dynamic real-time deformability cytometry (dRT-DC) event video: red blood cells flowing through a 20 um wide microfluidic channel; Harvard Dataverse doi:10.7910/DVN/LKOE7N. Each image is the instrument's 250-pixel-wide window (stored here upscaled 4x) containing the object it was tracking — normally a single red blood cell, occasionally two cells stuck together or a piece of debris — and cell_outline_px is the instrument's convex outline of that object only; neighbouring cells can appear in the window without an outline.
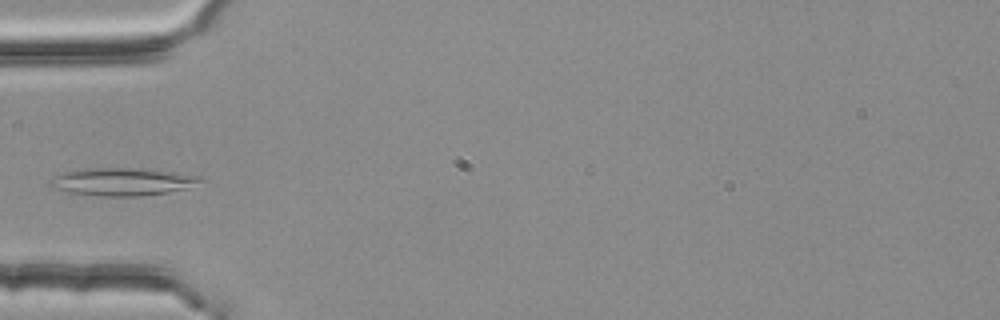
{"species": "common noctule bat (a hibernating species)", "species_latin": "Nyctalus noctula", "temperature_condition": "room temperature", "stored_images_in_passage": 36, "camera_frame_rate_fps": 3000, "um_per_image_px": 0.085, "animal": {"sex": "female", "body_mass_g": 25.1}, "frame": {"image": 1, "passage_image": 1, "time_ms": 0.0, "image_size_px": [1000, 320], "cell_outline_px": [[208, 180], [188, 188], [168, 192], [140, 196], [100, 196], [68, 192], [48, 188], [48, 180], [52, 176], [64, 172], [84, 168], [132, 168], [172, 172], [200, 176]], "centroid_in_image_um": [10.35, 15.45], "position_along_channel_um": 74.7, "area_um2": 24.57}}
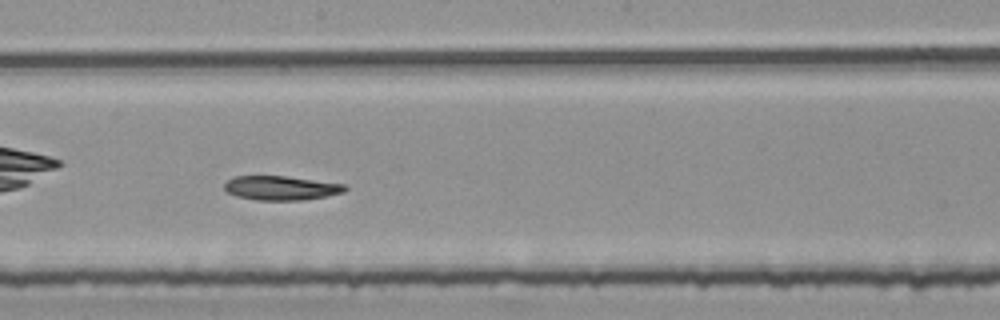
{"frame": {"image": 2, "passage_image": 13, "time_ms": 4.0, "image_size_px": [1000, 320], "cell_outline_px": [[348, 188], [344, 192], [328, 196], [300, 200], [256, 200], [236, 196], [228, 192], [224, 188], [224, 184], [228, 180], [236, 176], [284, 176], [344, 184]], "centroid_in_image_um": [23.89, 15.98], "position_along_channel_um": 224.3, "area_um2": 16.88}}
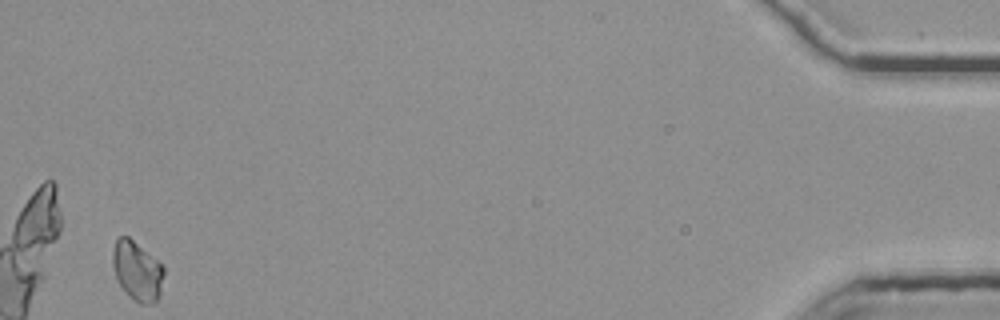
{"frame": {"image": 3, "passage_image": 36, "time_ms": 11.667, "image_size_px": [1000, 320], "cell_outline_px": [[164, 272], [160, 296], [156, 304], [140, 304], [116, 280], [112, 264], [112, 252], [116, 240], [120, 236], [128, 236], [164, 264]], "centroid_in_image_um": [11.69, 23.01], "position_along_channel_um": 423.5, "area_um2": 17.86}}